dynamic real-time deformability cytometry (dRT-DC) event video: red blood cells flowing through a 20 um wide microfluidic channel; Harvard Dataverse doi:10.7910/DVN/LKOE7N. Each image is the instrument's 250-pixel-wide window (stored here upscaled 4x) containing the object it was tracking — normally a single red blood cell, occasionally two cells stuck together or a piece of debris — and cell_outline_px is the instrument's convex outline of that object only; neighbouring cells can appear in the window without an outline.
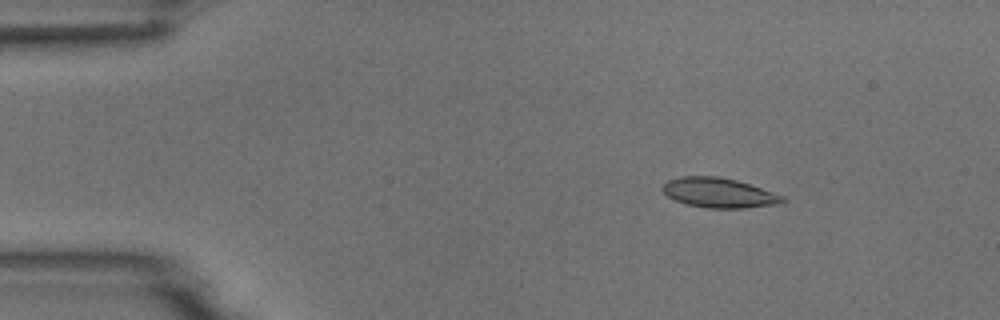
{"species": "common noctule bat (a hibernating species)", "species_latin": "Nyctalus noctula", "temperature_condition": "room temperature", "stored_images_in_passage": 6, "camera_frame_rate_fps": 3000, "um_per_image_px": 0.085, "animal": {"sex": "male", "body_mass_g": 18.8}, "frame": {"image": 1, "passage_image": 3, "time_ms": 2.333, "image_size_px": [1000, 320], "cell_outline_px": [[788, 200], [784, 204], [744, 208], [704, 208], [688, 204], [676, 200], [668, 196], [660, 188], [668, 180], [680, 176], [720, 176], [736, 180], [784, 196]], "centroid_in_image_um": [61.14, 16.39], "position_along_channel_um": 23.9, "area_um2": 20.92}}
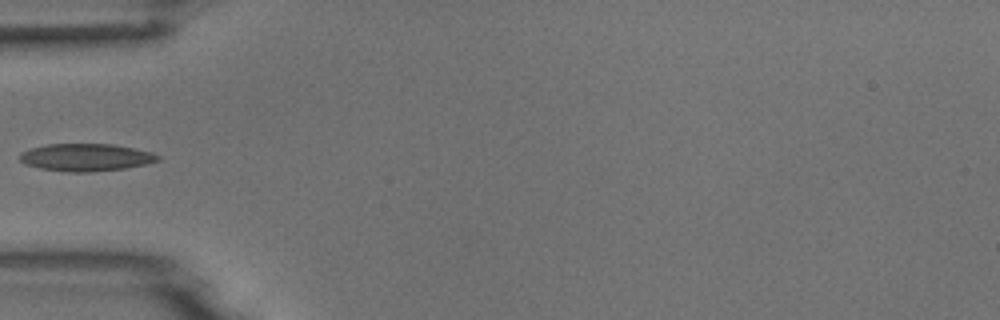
{"frame": {"image": 2, "passage_image": 6, "time_ms": 5.667, "image_size_px": [1000, 320], "cell_outline_px": [[160, 160], [148, 164], [124, 168], [92, 172], [64, 172], [40, 168], [24, 164], [20, 160], [20, 152], [32, 148], [48, 144], [112, 144], [152, 152], [160, 156]], "centroid_in_image_um": [7.31, 13.38], "position_along_channel_um": 77.7, "area_um2": 22.14}}